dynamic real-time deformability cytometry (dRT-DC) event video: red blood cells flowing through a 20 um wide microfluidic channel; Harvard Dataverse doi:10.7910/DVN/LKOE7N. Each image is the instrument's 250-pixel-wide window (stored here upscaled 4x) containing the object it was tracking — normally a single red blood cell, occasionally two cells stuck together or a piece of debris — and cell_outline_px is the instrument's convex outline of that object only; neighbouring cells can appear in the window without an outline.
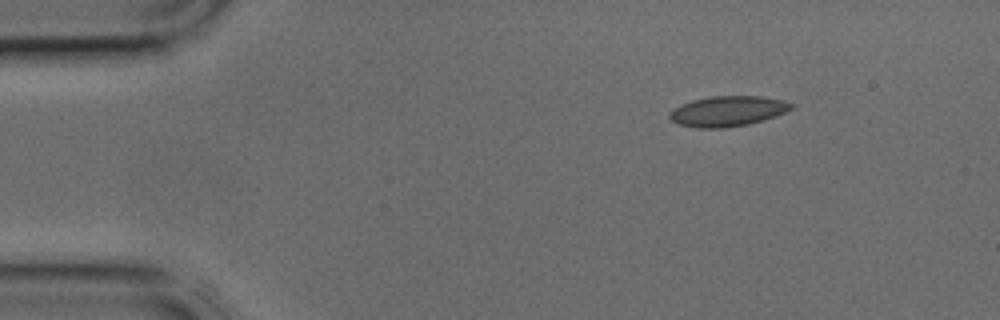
{"species": "common noctule bat (a hibernating species)", "species_latin": "Nyctalus noctula", "temperature_condition": "cold", "stored_images_in_passage": 2, "camera_frame_rate_fps": 3000, "um_per_image_px": 0.085, "animal": {"sex": "male", "body_mass_g": 17.9, "forearm_length_mm": 54.2}, "frame": {"image": 1, "passage_image": 1, "time_ms": 0.0, "image_size_px": [1000, 320], "cell_outline_px": [[792, 108], [776, 116], [748, 124], [724, 128], [696, 128], [676, 124], [668, 116], [668, 112], [672, 108], [680, 104], [692, 100], [712, 96], [760, 96], [784, 100], [792, 104]], "centroid_in_image_um": [61.78, 9.45], "position_along_channel_um": 23.2, "area_um2": 21.62}}
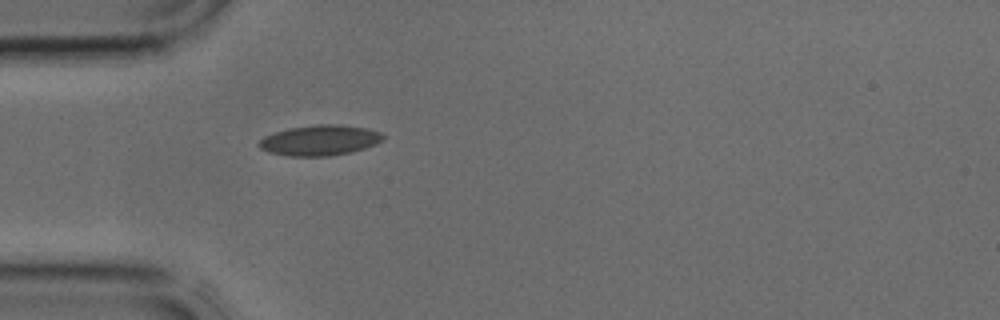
{"frame": {"image": 2, "passage_image": 2, "time_ms": 0.333, "image_size_px": [1000, 320], "cell_outline_px": [[384, 140], [376, 144], [352, 152], [328, 156], [288, 156], [268, 152], [260, 148], [256, 144], [264, 136], [288, 128], [316, 124], [340, 124], [368, 128], [380, 132], [384, 136]], "centroid_in_image_um": [27.19, 11.92], "position_along_channel_um": 57.8, "area_um2": 22.2}}